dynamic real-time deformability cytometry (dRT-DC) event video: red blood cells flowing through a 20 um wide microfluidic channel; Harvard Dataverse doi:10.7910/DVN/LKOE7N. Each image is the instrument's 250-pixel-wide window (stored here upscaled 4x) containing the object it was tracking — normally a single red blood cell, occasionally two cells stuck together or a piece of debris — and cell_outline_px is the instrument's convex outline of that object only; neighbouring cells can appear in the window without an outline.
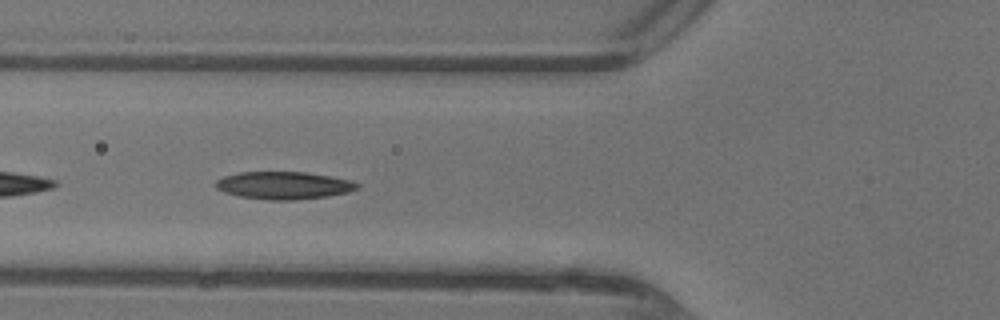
{"species": "common noctule bat (a hibernating species)", "species_latin": "Nyctalus noctula", "temperature_condition": "warm", "stored_images_in_passage": 32, "camera_frame_rate_fps": 3000, "um_per_image_px": 0.085, "animal": {"sex": "female"}, "frame": {"image": 1, "passage_image": 5, "time_ms": 1.333, "image_size_px": [1000, 320], "cell_outline_px": [[360, 188], [348, 192], [328, 196], [296, 200], [268, 200], [240, 196], [224, 192], [216, 188], [212, 184], [216, 180], [224, 176], [240, 172], [304, 172], [352, 180], [360, 184]], "centroid_in_image_um": [24.11, 15.76], "position_along_channel_um": 101.7, "area_um2": 22.83}}
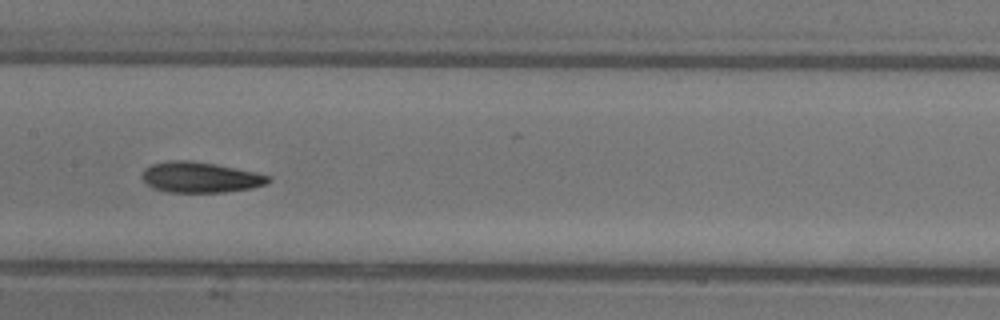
{"frame": {"image": 2, "passage_image": 11, "time_ms": 3.333, "image_size_px": [1000, 320], "cell_outline_px": [[272, 180], [268, 184], [252, 188], [224, 192], [168, 192], [152, 188], [140, 176], [144, 168], [152, 164], [168, 160], [192, 160], [216, 164], [256, 172], [272, 176]], "centroid_in_image_um": [17.04, 15.06], "position_along_channel_um": 190.4, "area_um2": 22.83}}
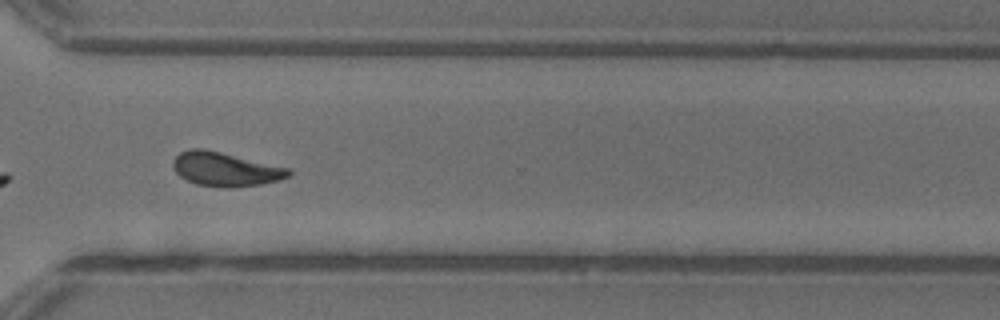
{"frame": {"image": 3, "passage_image": 22, "time_ms": 7.0, "image_size_px": [1000, 320], "cell_outline_px": [[292, 172], [288, 176], [280, 180], [260, 184], [228, 188], [224, 188], [196, 184], [180, 176], [176, 172], [172, 164], [172, 160], [180, 152], [188, 148], [204, 148], [288, 168]], "centroid_in_image_um": [19.11, 14.38], "position_along_channel_um": 351.5, "area_um2": 22.77}, "authors_computed_cell_mechanics": {"area_um2": 22.1952, "velocity_mm_per_s": 4.4051, "shape_relaxation_time_tau1_ms": 4.7776, "shape_relaxation_time_tau2_ms": 2.7957, "deformation_change_tau1": 0.1563, "deformation_change_tau2": 0.0966}}